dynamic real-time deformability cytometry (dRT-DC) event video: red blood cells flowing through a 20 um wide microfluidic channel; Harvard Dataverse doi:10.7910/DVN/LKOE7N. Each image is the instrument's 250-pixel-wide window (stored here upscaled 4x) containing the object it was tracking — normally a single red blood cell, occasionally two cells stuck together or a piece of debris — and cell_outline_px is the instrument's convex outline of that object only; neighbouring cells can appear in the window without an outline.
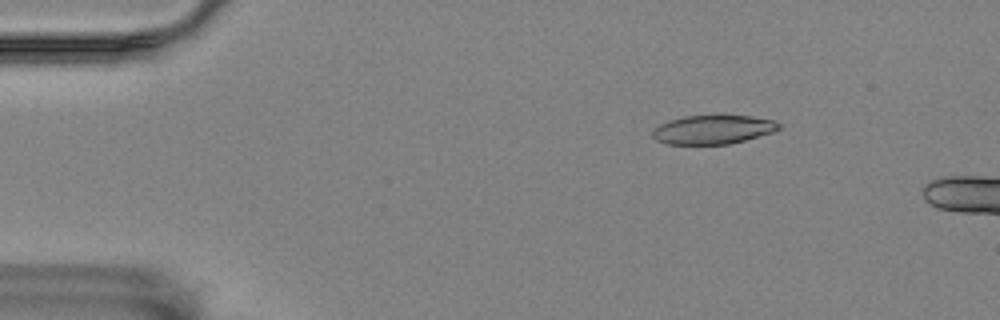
{"species": "Egyptian fruit bat (a non-hibernating species)", "species_latin": "Rousettus aegyptiacus", "temperature_condition": "room temperature", "stored_images_in_passage": 13, "camera_frame_rate_fps": 3000, "um_per_image_px": 0.085, "animal": {"sex": "female"}, "frame": {"image": 1, "passage_image": 8, "time_ms": 2.333, "image_size_px": [1000, 320], "cell_outline_px": [[780, 128], [772, 132], [744, 140], [728, 144], [668, 144], [656, 140], [652, 136], [652, 128], [668, 120], [684, 116], [748, 116], [776, 120], [780, 124]], "centroid_in_image_um": [60.56, 11.01], "position_along_channel_um": 24.4, "area_um2": 21.15}}